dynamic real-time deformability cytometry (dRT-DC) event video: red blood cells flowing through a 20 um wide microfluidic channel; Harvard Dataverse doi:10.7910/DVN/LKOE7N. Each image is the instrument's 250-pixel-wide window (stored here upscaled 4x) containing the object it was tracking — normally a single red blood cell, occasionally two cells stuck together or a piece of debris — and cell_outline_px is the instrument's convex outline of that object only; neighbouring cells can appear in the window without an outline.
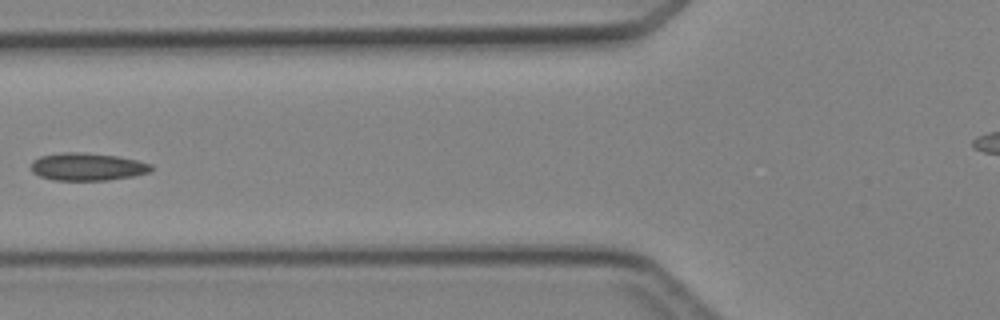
{"species": "Egyptian fruit bat (a non-hibernating species)", "species_latin": "Rousettus aegyptiacus", "temperature_condition": "cold", "stored_images_in_passage": 5, "camera_frame_rate_fps": 3000, "um_per_image_px": 0.085, "animal": {"sex": "female"}, "frame": {"image": 1, "passage_image": 5, "time_ms": 4.667, "image_size_px": [1000, 320], "cell_outline_px": [[152, 172], [136, 176], [108, 180], [52, 180], [40, 176], [32, 172], [32, 160], [40, 156], [64, 152], [84, 152], [116, 156], [136, 160], [152, 164]], "centroid_in_image_um": [7.45, 14.18], "position_along_channel_um": 118.4, "area_um2": 19.48}}